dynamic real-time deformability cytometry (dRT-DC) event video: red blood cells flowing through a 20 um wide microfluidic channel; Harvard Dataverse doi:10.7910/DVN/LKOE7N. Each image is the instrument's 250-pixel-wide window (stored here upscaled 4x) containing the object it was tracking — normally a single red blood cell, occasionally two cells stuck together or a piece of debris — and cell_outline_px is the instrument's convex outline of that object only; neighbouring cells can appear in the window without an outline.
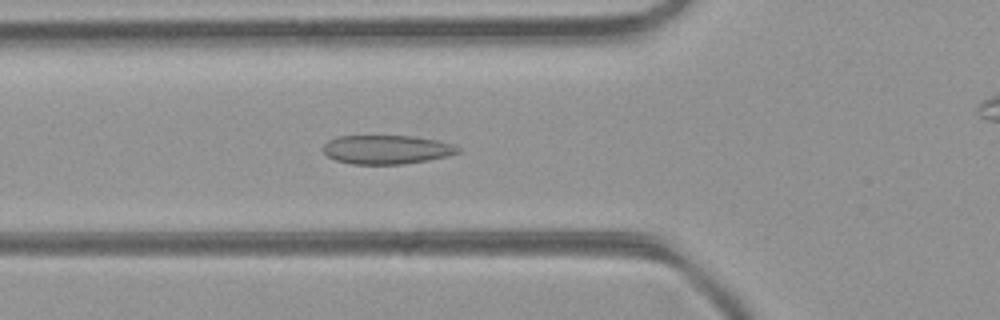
{"species": "common noctule bat (a hibernating species)", "species_latin": "Nyctalus noctula", "temperature_condition": "room temperature", "stored_images_in_passage": 48, "camera_frame_rate_fps": 3000, "um_per_image_px": 0.085, "animal": {"sex": "female", "body_mass_g": 21.9}, "frame": {"image": 1, "passage_image": 17, "time_ms": 5.333, "image_size_px": [1000, 320], "cell_outline_px": [[460, 152], [448, 156], [428, 160], [404, 164], [352, 164], [336, 160], [328, 156], [324, 152], [324, 144], [328, 140], [336, 136], [412, 136], [436, 140], [452, 144], [460, 148]], "centroid_in_image_um": [32.87, 12.71], "position_along_channel_um": 92.9, "area_um2": 22.66}}
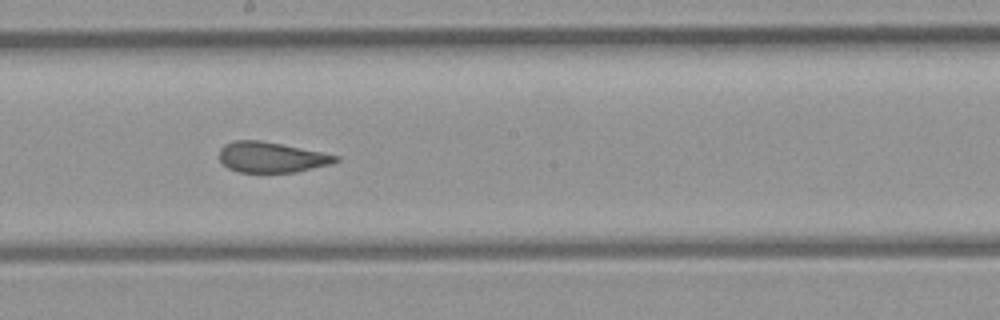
{"frame": {"image": 2, "passage_image": 26, "time_ms": 8.333, "image_size_px": [1000, 320], "cell_outline_px": [[340, 160], [332, 164], [296, 172], [240, 172], [228, 168], [220, 160], [220, 148], [224, 144], [236, 140], [260, 140], [340, 156]], "centroid_in_image_um": [23.08, 13.37], "position_along_channel_um": 225.1, "area_um2": 20.52}}
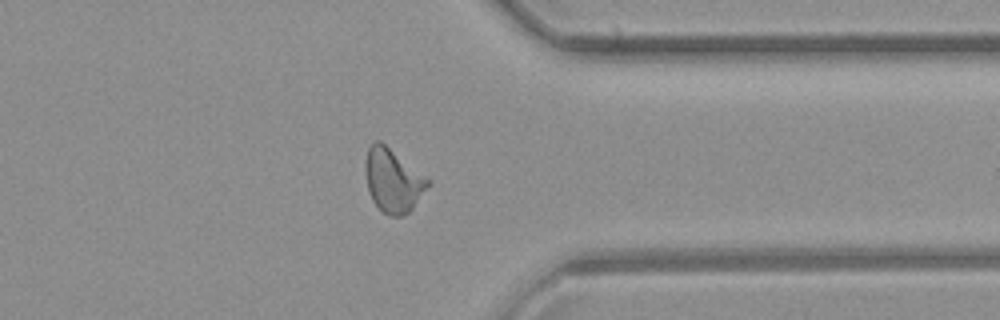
{"frame": {"image": 3, "passage_image": 37, "time_ms": 12.0, "image_size_px": [1000, 320], "cell_outline_px": [[432, 184], [412, 208], [404, 216], [388, 216], [372, 200], [368, 192], [364, 168], [364, 164], [368, 148], [376, 140], [380, 140], [432, 180]], "centroid_in_image_um": [33.42, 15.33], "position_along_channel_um": 378.0, "area_um2": 23.47}, "authors_computed_cell_mechanics": {"area_um2": 22.542, "velocity_mm_per_s": 4.377, "shape_relaxation_time_tau1_ms": null, "shape_relaxation_time_tau2_ms": 1.4299, "deformation_change_tau1": null, "deformation_change_tau2": 0.0709}}